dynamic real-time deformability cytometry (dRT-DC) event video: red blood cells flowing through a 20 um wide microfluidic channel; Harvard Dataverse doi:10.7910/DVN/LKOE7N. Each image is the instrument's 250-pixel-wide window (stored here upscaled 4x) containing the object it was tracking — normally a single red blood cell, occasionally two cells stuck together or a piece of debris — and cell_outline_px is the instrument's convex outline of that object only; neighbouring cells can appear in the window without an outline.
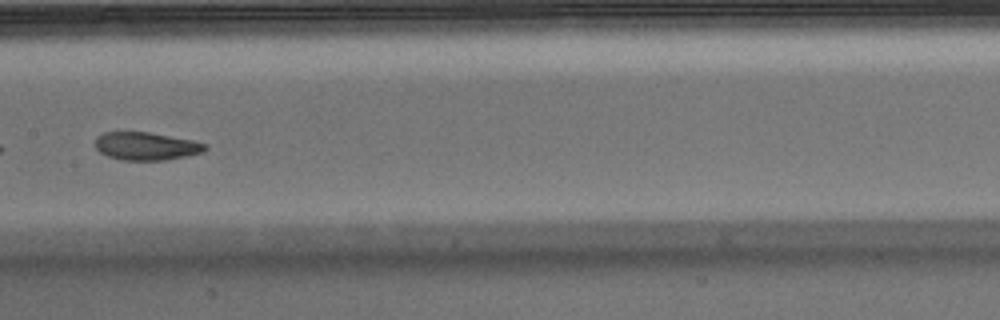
{"species": "Egyptian fruit bat (a non-hibernating species)", "species_latin": "Rousettus aegyptiacus", "temperature_condition": "warm", "stored_images_in_passage": 7, "segment_of_instrument_passage": [2, 2], "camera_frame_rate_fps": 3000, "um_per_image_px": 0.085, "animal": {"sex": "male"}, "frame": {"image": 1, "passage_image": 7, "time_ms": 2.0, "image_size_px": [1000, 320], "cell_outline_px": [[208, 148], [204, 152], [164, 160], [120, 160], [108, 156], [100, 152], [96, 148], [96, 136], [104, 132], [148, 132], [192, 140], [208, 144]], "centroid_in_image_um": [12.43, 12.42], "position_along_channel_um": 195.0, "area_um2": 17.86}}